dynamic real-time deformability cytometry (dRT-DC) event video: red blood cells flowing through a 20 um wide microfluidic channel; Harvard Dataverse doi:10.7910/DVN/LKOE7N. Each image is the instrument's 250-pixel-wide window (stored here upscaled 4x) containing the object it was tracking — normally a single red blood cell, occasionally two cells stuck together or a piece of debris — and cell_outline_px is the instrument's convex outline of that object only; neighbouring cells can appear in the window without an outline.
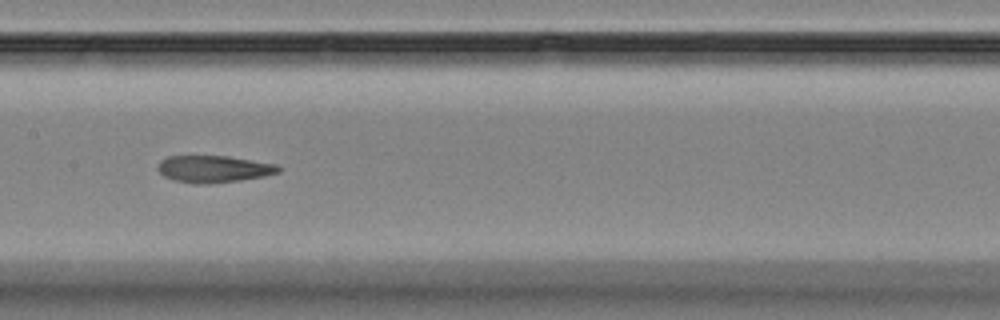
{"species": "Egyptian fruit bat (a non-hibernating species)", "species_latin": "Rousettus aegyptiacus", "temperature_condition": "room temperature", "stored_images_in_passage": 14, "camera_frame_rate_fps": 3000, "um_per_image_px": 0.085, "animal": {"sex": "female"}, "frame": {"image": 1, "passage_image": 7, "time_ms": 8.333, "image_size_px": [1000, 320], "cell_outline_px": [[280, 172], [264, 176], [240, 180], [208, 184], [196, 184], [172, 180], [164, 176], [156, 168], [156, 164], [160, 160], [168, 156], [228, 156], [276, 164], [280, 168]], "centroid_in_image_um": [18.12, 14.36], "position_along_channel_um": 189.3, "area_um2": 19.07}}
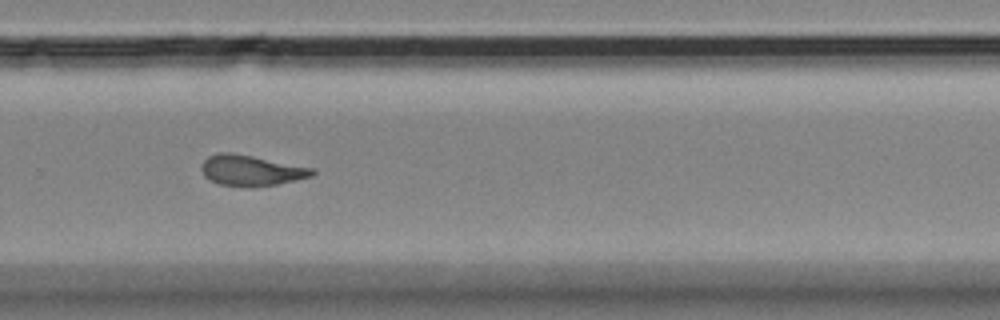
{"frame": {"image": 2, "passage_image": 10, "time_ms": 11.667, "image_size_px": [1000, 320], "cell_outline_px": [[316, 172], [312, 176], [296, 180], [276, 184], [248, 188], [220, 184], [208, 180], [204, 176], [200, 168], [200, 164], [208, 156], [220, 152], [232, 152], [316, 168]], "centroid_in_image_um": [21.33, 14.49], "position_along_channel_um": 308.5, "area_um2": 20.17}}
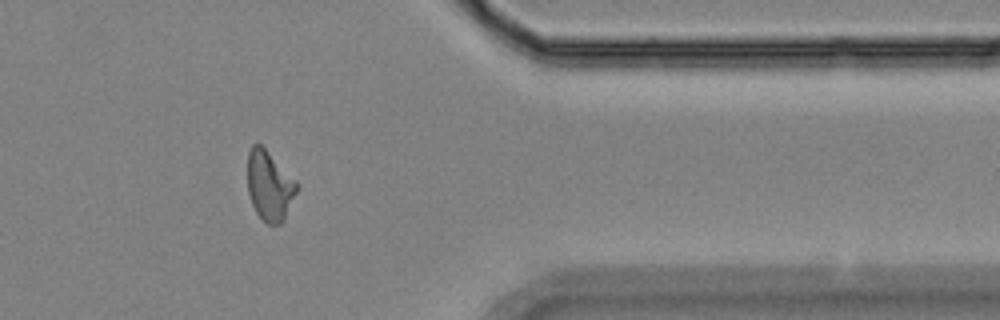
{"frame": {"image": 3, "passage_image": 12, "time_ms": 14.333, "image_size_px": [1000, 320], "cell_outline_px": [[300, 188], [284, 220], [280, 224], [268, 224], [256, 212], [252, 204], [248, 192], [248, 152], [252, 144], [260, 144], [300, 184]], "centroid_in_image_um": [22.94, 15.8], "position_along_channel_um": 388.5, "area_um2": 20.06}, "authors_computed_cell_mechanics": {"area_um2": 19.9988, "velocity_mm_per_s": 3.6014, "shape_relaxation_time_tau1_ms": null, "shape_relaxation_time_tau2_ms": 3.492, "deformation_change_tau1": null, "deformation_change_tau2": 0.0986}}